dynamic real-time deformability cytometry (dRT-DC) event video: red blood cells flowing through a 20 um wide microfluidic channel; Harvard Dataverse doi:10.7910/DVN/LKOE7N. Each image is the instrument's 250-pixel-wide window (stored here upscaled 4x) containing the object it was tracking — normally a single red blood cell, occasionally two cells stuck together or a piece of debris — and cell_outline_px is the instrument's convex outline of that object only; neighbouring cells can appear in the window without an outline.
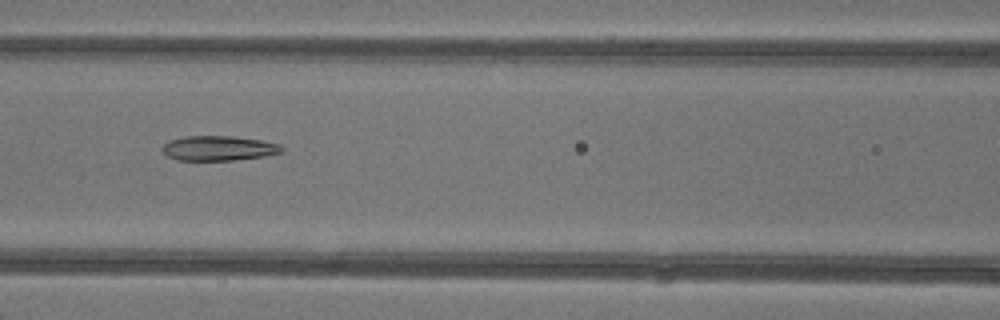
{"species": "common noctule bat (a hibernating species)", "species_latin": "Nyctalus noctula", "temperature_condition": "warm", "stored_images_in_passage": 6, "camera_frame_rate_fps": 3000, "um_per_image_px": 0.085, "animal": {"sex": "female"}, "frame": {"image": 1, "passage_image": 6, "time_ms": 5.667, "image_size_px": [1000, 320], "cell_outline_px": [[284, 152], [264, 156], [232, 160], [176, 160], [168, 156], [160, 148], [168, 140], [184, 136], [232, 136], [260, 140], [280, 144], [284, 148]], "centroid_in_image_um": [18.57, 12.59], "position_along_channel_um": 148.0, "area_um2": 17.34}}